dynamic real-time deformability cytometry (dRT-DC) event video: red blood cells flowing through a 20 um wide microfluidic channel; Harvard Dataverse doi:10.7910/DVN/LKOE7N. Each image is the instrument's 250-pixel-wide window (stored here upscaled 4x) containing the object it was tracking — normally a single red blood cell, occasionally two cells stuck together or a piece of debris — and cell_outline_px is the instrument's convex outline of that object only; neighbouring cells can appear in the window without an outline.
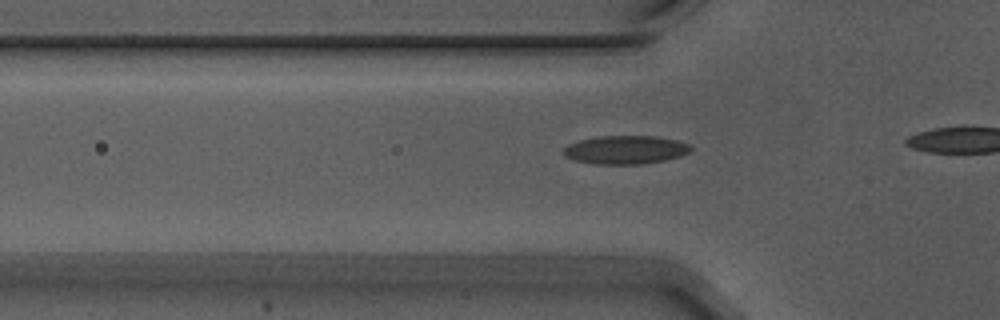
{"species": "Egyptian fruit bat (a non-hibernating species)", "species_latin": "Rousettus aegyptiacus", "temperature_condition": "warm", "stored_images_in_passage": 15, "camera_frame_rate_fps": 3000, "um_per_image_px": 0.085, "animal": {"sex": "male"}, "frame": {"image": 1, "passage_image": 9, "time_ms": 2.667, "image_size_px": [1000, 320], "cell_outline_px": [[692, 148], [688, 152], [680, 156], [664, 160], [640, 164], [596, 164], [576, 160], [564, 156], [564, 148], [568, 144], [580, 140], [600, 136], [656, 136], [676, 140], [688, 144]], "centroid_in_image_um": [53.16, 12.73], "position_along_channel_um": 72.6, "area_um2": 20.87}}
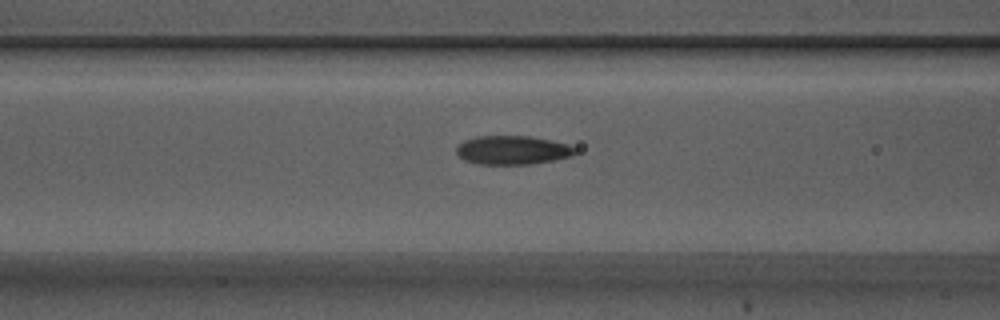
{"frame": {"image": 2, "passage_image": 13, "time_ms": 4.0, "image_size_px": [1000, 320], "cell_outline_px": [[576, 152], [572, 156], [532, 164], [476, 164], [464, 160], [456, 152], [456, 148], [464, 140], [476, 136], [528, 136], [568, 144], [576, 148]], "centroid_in_image_um": [43.54, 12.76], "position_along_channel_um": 123.1, "area_um2": 19.83}}